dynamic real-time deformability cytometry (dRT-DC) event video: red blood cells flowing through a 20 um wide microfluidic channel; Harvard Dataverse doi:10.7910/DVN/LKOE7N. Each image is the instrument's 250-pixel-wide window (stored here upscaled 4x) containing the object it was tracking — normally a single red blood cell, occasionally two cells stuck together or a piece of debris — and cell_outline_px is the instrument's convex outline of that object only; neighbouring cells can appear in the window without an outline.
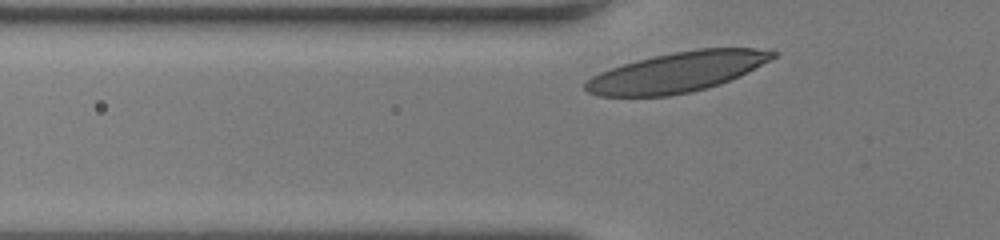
{"species": "human", "species_latin": "Homo sapiens", "temperature_condition": "room temperature", "stored_images_in_passage": 26, "camera_frame_rate_fps": 3000, "um_per_image_px": 0.085, "donor": {"sex": "female"}, "frame": {"image": 1, "passage_image": 2, "time_ms": 0.333, "image_size_px": [1000, 240], "cell_outline_px": [[780, 52], [776, 56], [740, 76], [720, 84], [688, 92], [668, 96], [600, 96], [588, 92], [584, 88], [584, 84], [592, 76], [600, 72], [624, 64], [672, 52], [700, 48], [756, 48]], "centroid_in_image_um": [57.58, 6.13], "position_along_channel_um": 68.2, "area_um2": 43.12}}
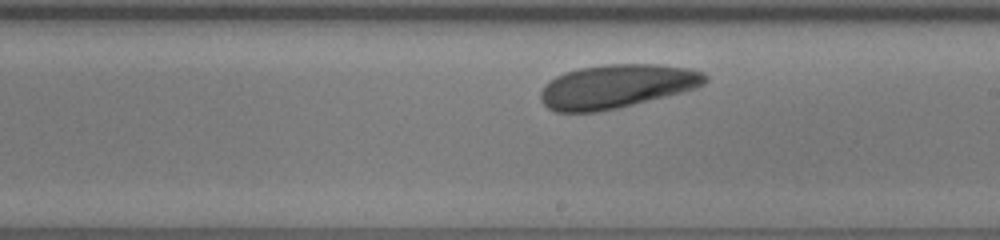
{"frame": {"image": 2, "passage_image": 15, "time_ms": 4.667, "image_size_px": [1000, 240], "cell_outline_px": [[708, 80], [704, 84], [696, 88], [616, 108], [596, 112], [556, 112], [548, 108], [540, 100], [540, 92], [544, 84], [556, 76], [580, 68], [604, 64], [656, 64], [692, 68], [704, 72], [708, 76]], "centroid_in_image_um": [52.41, 7.32], "position_along_channel_um": 236.6, "area_um2": 41.79}}
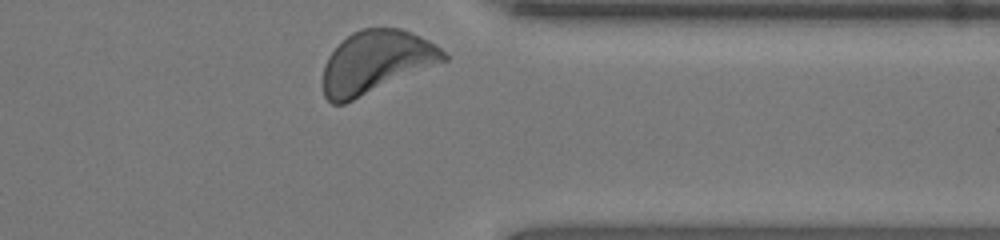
{"frame": {"image": 3, "passage_image": 26, "time_ms": 8.333, "image_size_px": [1000, 240], "cell_outline_px": [[448, 60], [344, 104], [332, 104], [324, 96], [324, 64], [328, 56], [352, 32], [360, 28], [400, 28], [420, 36], [428, 40], [440, 48], [448, 56]], "centroid_in_image_um": [31.97, 5.27], "position_along_channel_um": 379.4, "area_um2": 43.58}, "authors_computed_cell_mechanics": {"area_um2": 41.4715, "velocity_mm_per_s": 3.958, "shape_relaxation_time_tau1_ms": 7.778, "shape_relaxation_time_tau2_ms": null, "deformation_change_tau1": 0.1907, "deformation_change_tau2": null}}